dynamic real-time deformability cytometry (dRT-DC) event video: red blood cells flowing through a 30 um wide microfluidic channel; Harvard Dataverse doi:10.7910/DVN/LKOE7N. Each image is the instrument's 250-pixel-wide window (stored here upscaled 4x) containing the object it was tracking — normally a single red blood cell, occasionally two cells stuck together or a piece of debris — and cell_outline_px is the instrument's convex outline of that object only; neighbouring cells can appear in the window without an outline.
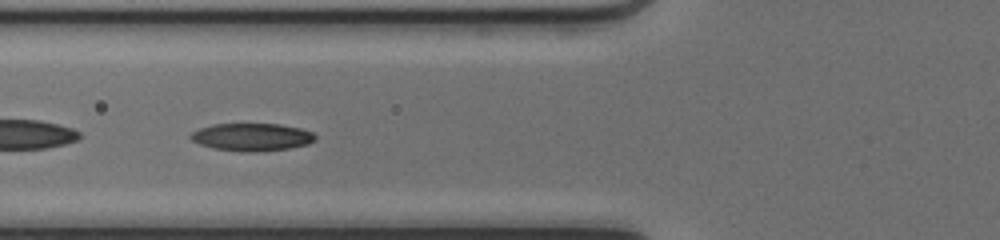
{"species": "common noctule bat (a hibernating species)", "species_latin": "Nyctalus noctula", "temperature_condition": "cold", "stored_images_in_passage": 50, "camera_frame_rate_fps": 3000, "um_per_image_px": 0.085, "animal": {"sex": "female", "body_mass_g": 17.0, "forearm_length_mm": 48.0}, "frame": {"image": 1, "passage_image": 20, "time_ms": 6.333, "image_size_px": [1000, 240], "cell_outline_px": [[316, 140], [308, 144], [288, 148], [256, 152], [248, 152], [212, 148], [200, 144], [192, 140], [188, 136], [192, 132], [200, 128], [212, 124], [280, 124], [300, 128], [312, 132], [316, 136]], "centroid_in_image_um": [21.41, 11.64], "position_along_channel_um": 104.4, "area_um2": 20.06}}
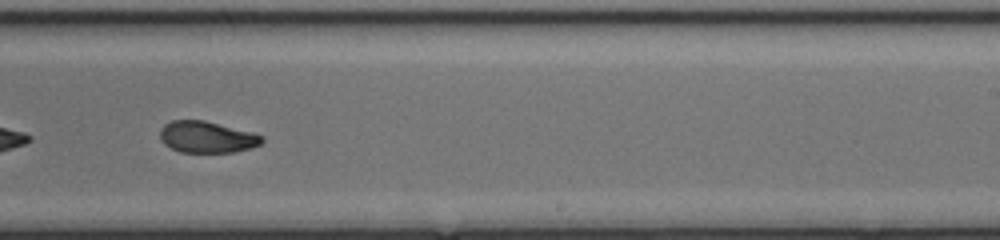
{"frame": {"image": 2, "passage_image": 32, "time_ms": 10.333, "image_size_px": [1000, 240], "cell_outline_px": [[264, 140], [260, 144], [252, 148], [232, 152], [180, 152], [164, 144], [160, 140], [160, 128], [164, 124], [172, 120], [204, 120], [252, 132], [264, 136]], "centroid_in_image_um": [17.58, 11.64], "position_along_channel_um": 271.4, "area_um2": 18.79}}
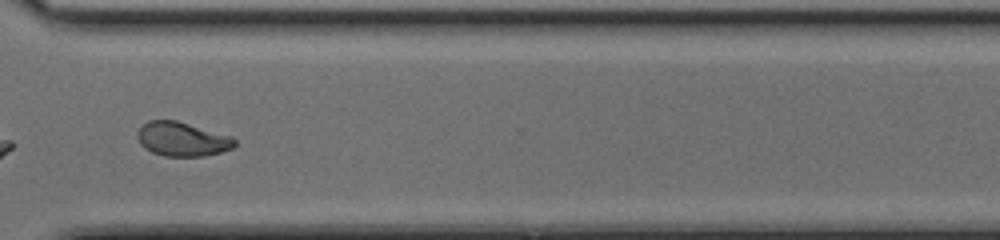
{"frame": {"image": 3, "passage_image": 38, "time_ms": 12.333, "image_size_px": [1000, 240], "cell_outline_px": [[236, 144], [232, 148], [220, 152], [204, 156], [164, 156], [152, 152], [144, 148], [140, 144], [136, 136], [136, 132], [148, 120], [176, 120], [232, 136], [236, 140]], "centroid_in_image_um": [15.47, 11.82], "position_along_channel_um": 355.1, "area_um2": 19.42}, "authors_computed_cell_mechanics": {"area_um2": 20.7502, "velocity_mm_per_s": 4.1769, "shape_relaxation_time_tau1_ms": 4.5312, "shape_relaxation_time_tau2_ms": 1.5942, "deformation_change_tau1": 0.161, "deformation_change_tau2": 0.0632}}